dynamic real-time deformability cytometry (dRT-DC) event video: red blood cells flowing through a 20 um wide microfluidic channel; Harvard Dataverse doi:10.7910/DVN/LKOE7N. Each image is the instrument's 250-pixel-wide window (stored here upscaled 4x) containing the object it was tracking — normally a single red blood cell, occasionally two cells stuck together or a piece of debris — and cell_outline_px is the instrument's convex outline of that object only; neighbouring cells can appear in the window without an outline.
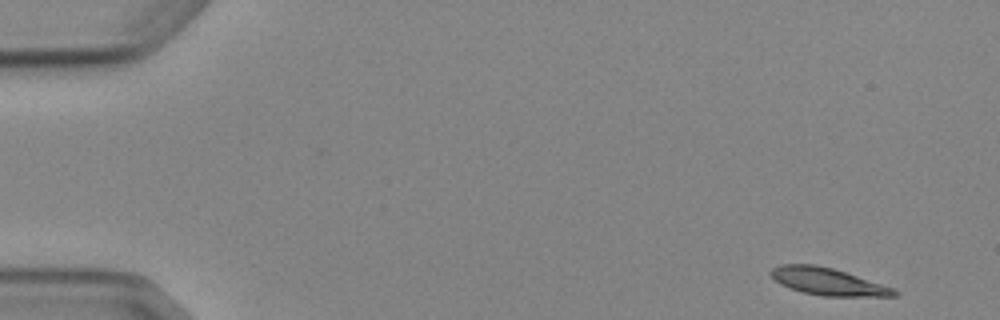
{"species": "Egyptian fruit bat (a non-hibernating species)", "species_latin": "Rousettus aegyptiacus", "temperature_condition": "cold", "stored_images_in_passage": 8, "camera_frame_rate_fps": 3000, "um_per_image_px": 0.085, "animal": {"sex": "female"}, "frame": {"image": 1, "passage_image": 1, "time_ms": 0.0, "image_size_px": [1000, 320], "cell_outline_px": [[900, 292], [896, 296], [820, 296], [804, 292], [780, 284], [768, 272], [772, 268], [780, 264], [816, 264], [832, 268], [892, 288]], "centroid_in_image_um": [70.32, 23.93], "position_along_channel_um": 14.7, "area_um2": 19.19}}
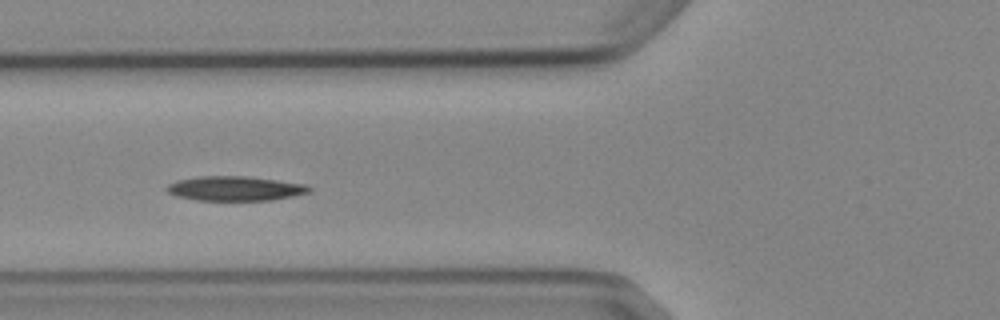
{"frame": {"image": 2, "passage_image": 6, "time_ms": 5.667, "image_size_px": [1000, 320], "cell_outline_px": [[312, 192], [272, 200], [196, 200], [176, 196], [168, 192], [164, 188], [168, 184], [176, 180], [200, 176], [248, 176], [308, 184], [312, 188]], "centroid_in_image_um": [20.0, 16.01], "position_along_channel_um": 105.8, "area_um2": 20.58}}
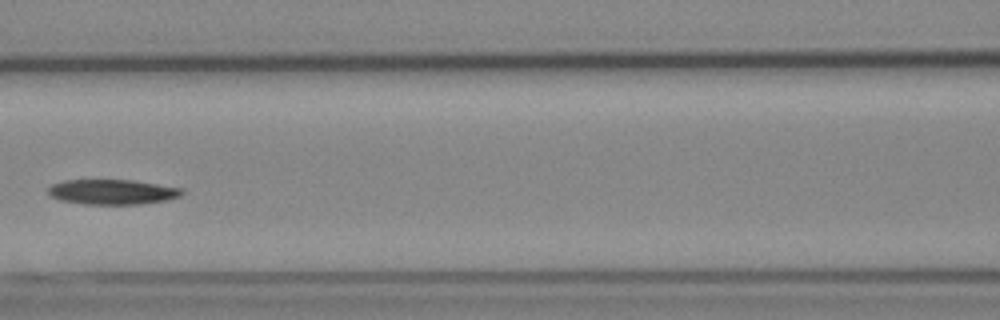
{"frame": {"image": 3, "passage_image": 7, "time_ms": 7.0, "image_size_px": [1000, 320], "cell_outline_px": [[184, 192], [180, 196], [164, 200], [140, 204], [84, 204], [60, 200], [48, 196], [48, 188], [52, 184], [64, 180], [132, 180], [184, 188]], "centroid_in_image_um": [9.52, 16.31], "position_along_channel_um": 157.1, "area_um2": 19.54}}